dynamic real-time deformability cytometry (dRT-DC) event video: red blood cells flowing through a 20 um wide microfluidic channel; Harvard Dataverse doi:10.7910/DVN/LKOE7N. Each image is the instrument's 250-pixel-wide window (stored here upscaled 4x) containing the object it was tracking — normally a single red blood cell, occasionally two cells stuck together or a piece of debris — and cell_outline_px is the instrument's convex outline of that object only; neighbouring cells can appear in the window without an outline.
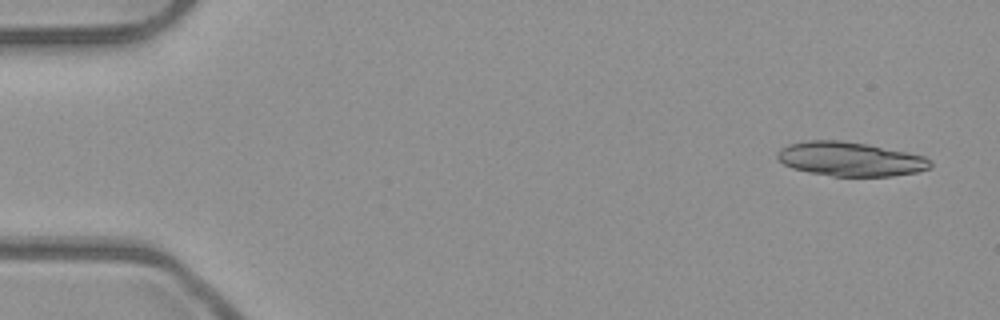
{"species": "common noctule bat (a hibernating species)", "species_latin": "Nyctalus noctula", "temperature_condition": "room temperature", "stored_images_in_passage": 6, "camera_frame_rate_fps": 3000, "um_per_image_px": 0.085, "animal": {"sex": "male", "body_mass_g": 23.1, "forearm_length_mm": 52.7}, "frame": {"image": 1, "passage_image": 1, "time_ms": 0.0, "image_size_px": [1000, 320], "cell_outline_px": [[932, 168], [916, 172], [892, 176], [832, 176], [808, 172], [792, 168], [784, 164], [776, 156], [776, 152], [780, 148], [788, 144], [804, 140], [840, 140], [868, 144], [924, 156], [932, 160]], "centroid_in_image_um": [72.25, 13.51], "position_along_channel_um": 12.7, "area_um2": 30.63}}